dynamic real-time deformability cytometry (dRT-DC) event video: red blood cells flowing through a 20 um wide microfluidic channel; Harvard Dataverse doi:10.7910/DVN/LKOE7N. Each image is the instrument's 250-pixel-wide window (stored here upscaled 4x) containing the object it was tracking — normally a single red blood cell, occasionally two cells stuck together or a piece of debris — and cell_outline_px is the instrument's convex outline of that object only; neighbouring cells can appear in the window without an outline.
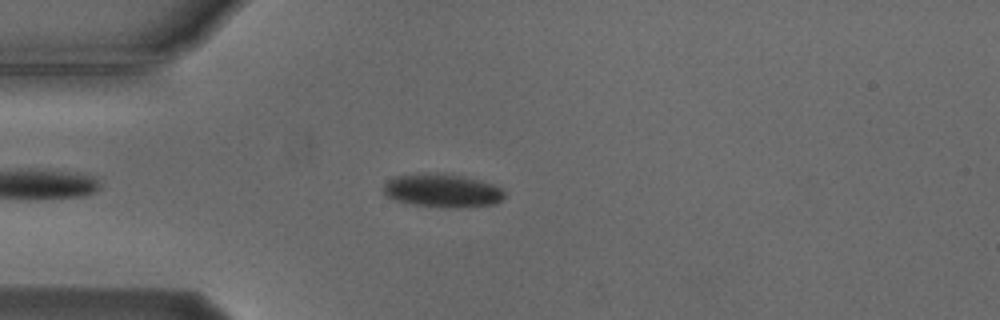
{"species": "Egyptian fruit bat (a non-hibernating species)", "species_latin": "Rousettus aegyptiacus", "temperature_condition": "cold", "stored_images_in_passage": 47, "camera_frame_rate_fps": 3000, "um_per_image_px": 0.085, "animal": {"sex": "male"}, "frame": {"image": 1, "passage_image": 7, "time_ms": 2.0, "image_size_px": [1000, 320], "cell_outline_px": [[504, 200], [496, 204], [468, 208], [444, 208], [408, 204], [396, 200], [388, 196], [384, 192], [384, 184], [388, 180], [396, 176], [424, 172], [444, 172], [480, 180], [492, 184], [500, 188], [504, 192]], "centroid_in_image_um": [37.63, 16.21], "position_along_channel_um": 47.4, "area_um2": 24.16}}
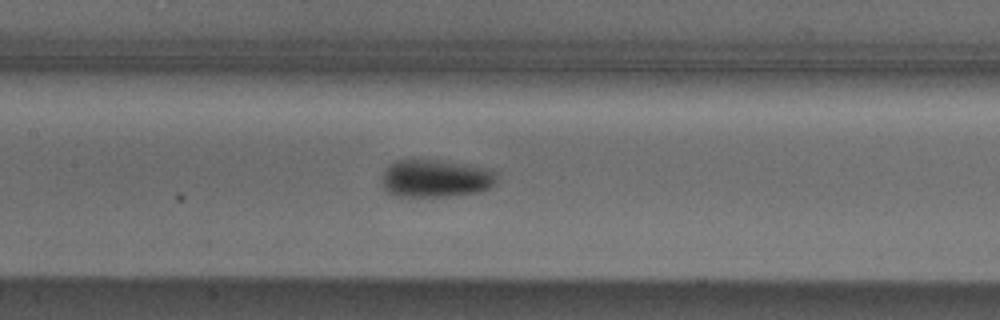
{"frame": {"image": 2, "passage_image": 18, "time_ms": 5.667, "image_size_px": [1000, 320], "cell_outline_px": [[496, 184], [480, 192], [448, 196], [396, 196], [388, 192], [384, 188], [380, 180], [388, 164], [396, 160], [432, 160], [492, 168], [496, 172]], "centroid_in_image_um": [37.03, 15.17], "position_along_channel_um": 170.4, "area_um2": 25.32}}
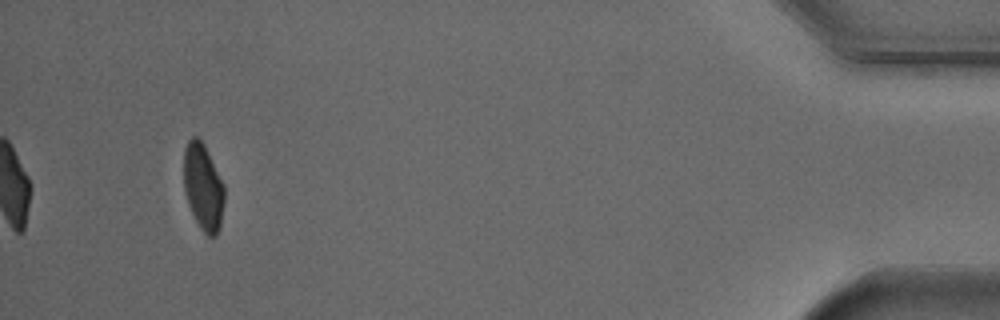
{"frame": {"image": 3, "passage_image": 44, "time_ms": 14.333, "image_size_px": [1000, 320], "cell_outline_px": [[224, 200], [220, 228], [216, 236], [208, 236], [200, 228], [188, 204], [184, 188], [184, 148], [188, 140], [192, 136], [196, 136], [204, 144], [224, 184]], "centroid_in_image_um": [17.27, 15.89], "position_along_channel_um": 417.9, "area_um2": 20.46}, "authors_computed_cell_mechanics": {"area_um2": 22.831, "velocity_mm_per_s": 3.7474, "shape_relaxation_time_tau1_ms": 4.185, "shape_relaxation_time_tau2_ms": null, "deformation_change_tau1": 0.1116, "deformation_change_tau2": null}}